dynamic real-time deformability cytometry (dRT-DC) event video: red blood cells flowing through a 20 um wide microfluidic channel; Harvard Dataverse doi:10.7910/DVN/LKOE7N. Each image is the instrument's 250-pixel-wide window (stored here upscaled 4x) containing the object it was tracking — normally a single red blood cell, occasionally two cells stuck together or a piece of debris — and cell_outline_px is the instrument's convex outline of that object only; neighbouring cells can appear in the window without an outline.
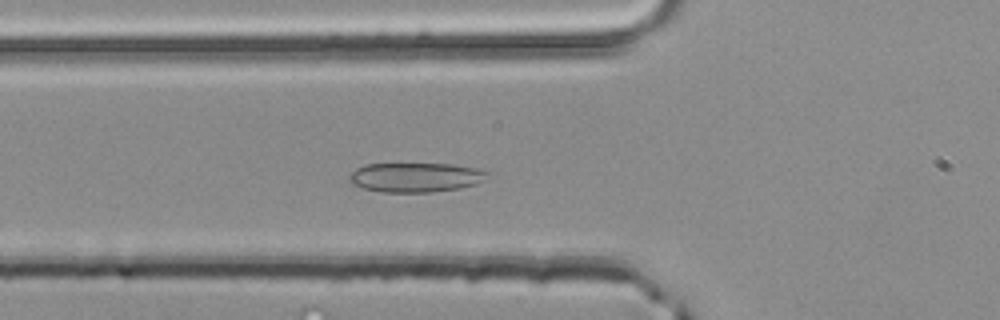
{"species": "common noctule bat (a hibernating species)", "species_latin": "Nyctalus noctula", "temperature_condition": "room temperature", "stored_images_in_passage": 47, "camera_frame_rate_fps": 3000, "um_per_image_px": 0.085, "animal": {"sex": "male", "body_mass_g": 20.4}, "frame": {"image": 1, "passage_image": 15, "time_ms": 4.667, "image_size_px": [1000, 320], "cell_outline_px": [[496, 172], [484, 180], [476, 184], [460, 188], [432, 192], [384, 192], [364, 188], [352, 184], [348, 180], [348, 176], [356, 168], [364, 164], [452, 164], [476, 168]], "centroid_in_image_um": [35.39, 15.07], "position_along_channel_um": 90.4, "area_um2": 23.99}}
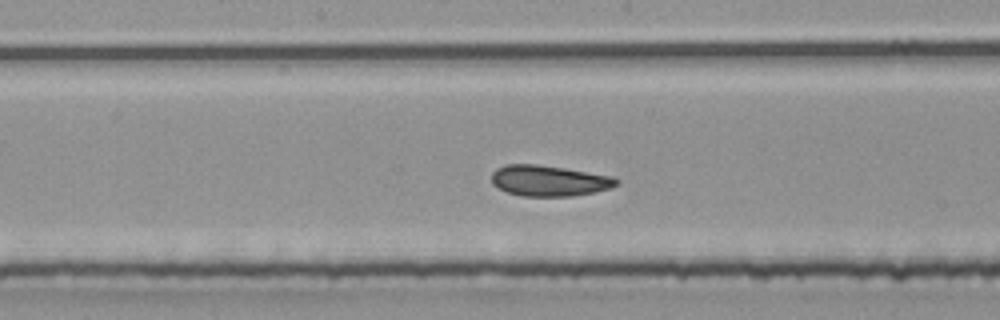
{"frame": {"image": 2, "passage_image": 23, "time_ms": 7.333, "image_size_px": [1000, 320], "cell_outline_px": [[620, 180], [612, 188], [596, 192], [572, 196], [520, 196], [508, 192], [492, 184], [492, 172], [496, 168], [508, 164], [536, 164], [564, 168], [612, 176]], "centroid_in_image_um": [46.68, 15.36], "position_along_channel_um": 201.5, "area_um2": 22.43}}
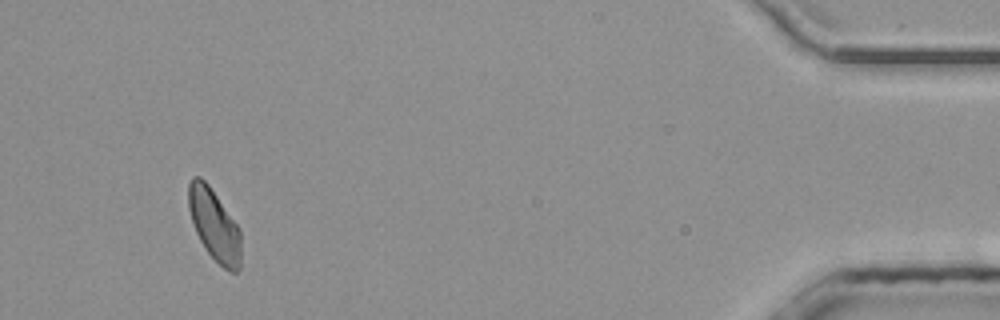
{"frame": {"image": 3, "passage_image": 44, "time_ms": 14.333, "image_size_px": [1000, 320], "cell_outline_px": [[240, 268], [236, 272], [228, 272], [208, 252], [200, 240], [192, 224], [188, 208], [188, 184], [192, 176], [200, 176], [208, 184], [240, 228]], "centroid_in_image_um": [18.2, 19.1], "position_along_channel_um": 417.0, "area_um2": 21.85}, "authors_computed_cell_mechanics": {"area_um2": 22.3686, "velocity_mm_per_s": 4.1441, "shape_relaxation_time_tau1_ms": null, "shape_relaxation_time_tau2_ms": 1.7134, "deformation_change_tau1": null, "deformation_change_tau2": 0.0792}}